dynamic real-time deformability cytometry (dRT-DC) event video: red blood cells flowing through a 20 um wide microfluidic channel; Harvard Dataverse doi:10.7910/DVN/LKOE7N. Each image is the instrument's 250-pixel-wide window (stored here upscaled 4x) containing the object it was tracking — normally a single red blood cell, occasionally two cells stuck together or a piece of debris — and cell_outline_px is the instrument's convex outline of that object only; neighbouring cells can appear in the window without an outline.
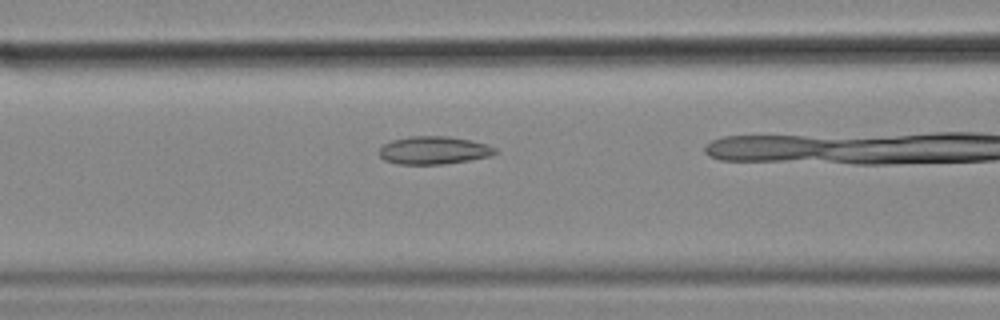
{"species": "common noctule bat (a hibernating species)", "species_latin": "Nyctalus noctula", "temperature_condition": "cold", "stored_images_in_passage": 30, "camera_frame_rate_fps": 3000, "um_per_image_px": 0.085, "animal": {"sex": "female", "body_mass_g": 18.4}, "frame": {"image": 1, "passage_image": 9, "time_ms": 2.667, "image_size_px": [1000, 320], "cell_outline_px": [[496, 152], [488, 156], [468, 160], [444, 164], [396, 164], [384, 160], [380, 156], [380, 148], [384, 144], [392, 140], [412, 136], [448, 136], [468, 140], [484, 144], [496, 148]], "centroid_in_image_um": [36.82, 12.78], "position_along_channel_um": 129.8, "area_um2": 18.55}}